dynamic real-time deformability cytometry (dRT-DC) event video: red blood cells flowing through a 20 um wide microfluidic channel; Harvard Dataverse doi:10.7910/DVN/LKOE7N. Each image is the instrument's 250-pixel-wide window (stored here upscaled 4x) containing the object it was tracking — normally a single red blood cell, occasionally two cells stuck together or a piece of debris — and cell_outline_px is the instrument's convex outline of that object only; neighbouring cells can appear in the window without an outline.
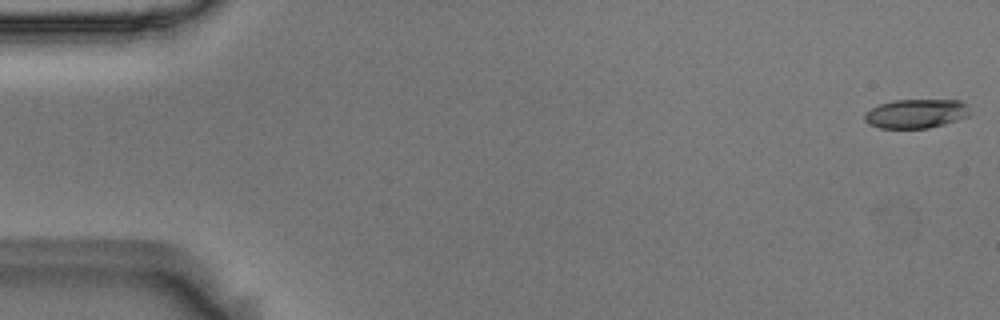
{"species": "Egyptian fruit bat (a non-hibernating species)", "species_latin": "Rousettus aegyptiacus", "temperature_condition": "room temperature", "stored_images_in_passage": 55, "camera_frame_rate_fps": 3000, "um_per_image_px": 0.085, "animal": {"sex": "male"}, "frame": {"image": 1, "passage_image": 1, "time_ms": 0.0, "image_size_px": [1000, 320], "cell_outline_px": [[968, 116], [944, 124], [928, 128], [880, 128], [868, 124], [864, 120], [864, 112], [880, 104], [892, 100], [960, 100], [964, 104], [968, 112]], "centroid_in_image_um": [77.79, 9.66], "position_along_channel_um": 7.2, "area_um2": 17.69}}
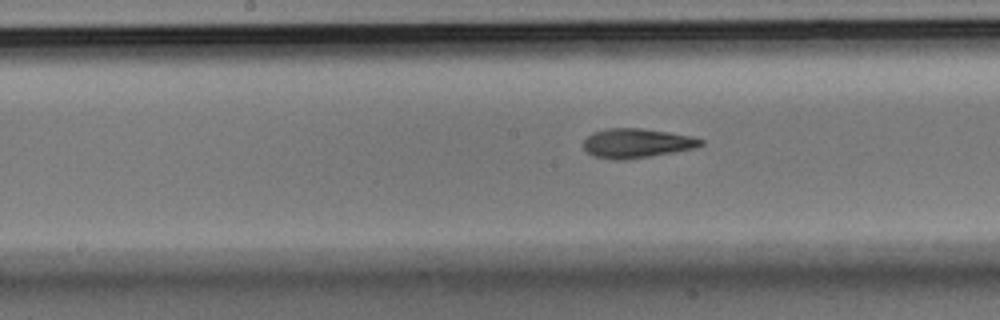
{"frame": {"image": 2, "passage_image": 28, "time_ms": 9.0, "image_size_px": [1000, 320], "cell_outline_px": [[704, 144], [696, 148], [628, 160], [616, 160], [596, 156], [588, 152], [584, 148], [584, 140], [592, 132], [608, 128], [640, 128], [668, 132], [692, 136], [704, 140]], "centroid_in_image_um": [54.15, 12.17], "position_along_channel_um": 194.1, "area_um2": 20.06}}
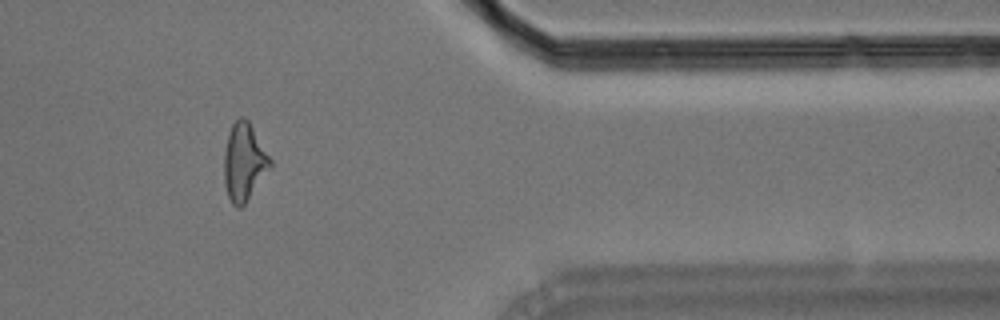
{"frame": {"image": 3, "passage_image": 46, "time_ms": 15.0, "image_size_px": [1000, 320], "cell_outline_px": [[272, 168], [244, 204], [240, 208], [236, 208], [232, 204], [228, 196], [224, 184], [224, 152], [228, 132], [232, 124], [240, 116], [244, 116], [248, 120], [272, 160]], "centroid_in_image_um": [20.75, 13.78], "position_along_channel_um": 390.7, "area_um2": 21.04}, "authors_computed_cell_mechanics": {"area_um2": 19.5364, "velocity_mm_per_s": 3.6356, "shape_relaxation_time_tau1_ms": 6.1469, "shape_relaxation_time_tau2_ms": 2.075, "deformation_change_tau1": 0.1932, "deformation_change_tau2": 0.1129}}